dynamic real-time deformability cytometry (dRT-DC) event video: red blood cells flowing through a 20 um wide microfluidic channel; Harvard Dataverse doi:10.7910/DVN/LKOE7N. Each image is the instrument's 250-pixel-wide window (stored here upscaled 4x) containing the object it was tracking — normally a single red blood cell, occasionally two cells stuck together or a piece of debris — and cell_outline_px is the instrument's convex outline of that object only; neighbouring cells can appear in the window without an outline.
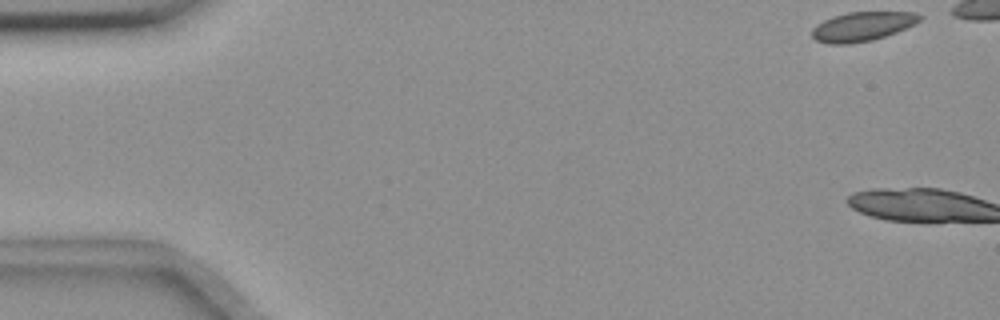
{"species": "common noctule bat (a hibernating species)", "species_latin": "Nyctalus noctula", "temperature_condition": "room temperature", "stored_images_in_passage": 3, "camera_frame_rate_fps": 3000, "um_per_image_px": 0.085, "animal": {"sex": "female", "body_mass_g": 18.4}, "frame": {"image": 1, "passage_image": 1, "time_ms": 0.0, "image_size_px": [1000, 320], "cell_outline_px": [[924, 16], [920, 20], [896, 32], [872, 40], [848, 44], [828, 44], [816, 40], [812, 36], [812, 28], [816, 24], [832, 16], [848, 12], [916, 12]], "centroid_in_image_um": [73.26, 2.24], "position_along_channel_um": 11.7, "area_um2": 18.26}}